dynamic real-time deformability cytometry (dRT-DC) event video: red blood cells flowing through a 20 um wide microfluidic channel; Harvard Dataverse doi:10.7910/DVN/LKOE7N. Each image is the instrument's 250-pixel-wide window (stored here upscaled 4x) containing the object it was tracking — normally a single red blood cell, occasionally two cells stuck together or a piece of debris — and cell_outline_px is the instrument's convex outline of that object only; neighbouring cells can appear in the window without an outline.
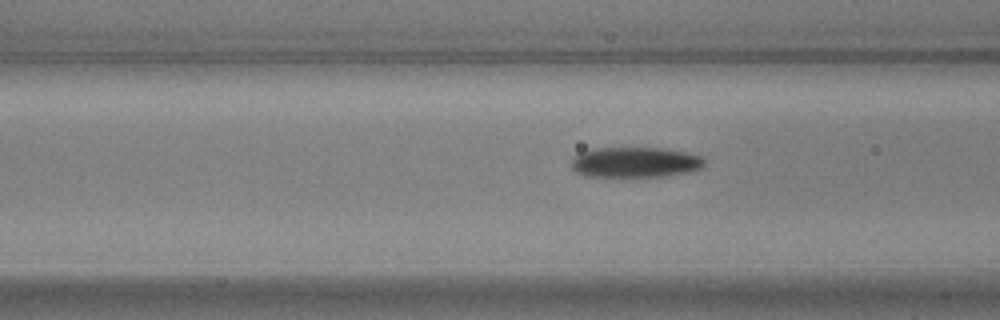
{"species": "common noctule bat (a hibernating species)", "species_latin": "Nyctalus noctula", "temperature_condition": "warm", "stored_images_in_passage": 22, "camera_frame_rate_fps": 3000, "um_per_image_px": 0.085, "animal": {"sex": "male", "body_mass_g": 17.9, "forearm_length_mm": 54.2}, "frame": {"image": 1, "passage_image": 19, "time_ms": 6.0, "image_size_px": [1000, 320], "cell_outline_px": [[704, 164], [700, 168], [684, 172], [664, 176], [584, 176], [576, 172], [572, 168], [572, 160], [580, 152], [596, 148], [660, 148], [684, 152], [700, 156], [704, 160]], "centroid_in_image_um": [53.94, 13.79], "position_along_channel_um": 112.7, "area_um2": 23.12}}